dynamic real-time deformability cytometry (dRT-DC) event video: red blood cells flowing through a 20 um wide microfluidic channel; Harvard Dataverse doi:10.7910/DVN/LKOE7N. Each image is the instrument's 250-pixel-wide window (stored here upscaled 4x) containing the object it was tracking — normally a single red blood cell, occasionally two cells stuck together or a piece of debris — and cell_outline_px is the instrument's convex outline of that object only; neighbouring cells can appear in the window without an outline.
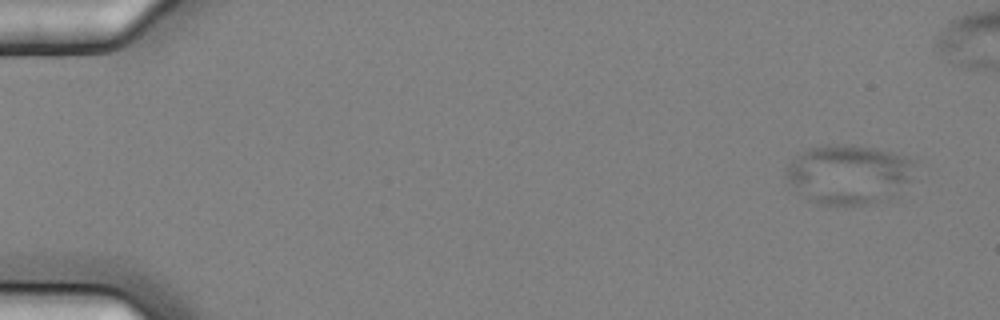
{"species": "common noctule bat (a hibernating species)", "species_latin": "Nyctalus noctula", "temperature_condition": "cold", "stored_images_in_passage": 6, "camera_frame_rate_fps": 3000, "um_per_image_px": 0.085, "animal": {"sex": "female", "body_mass_g": 25.1}, "frame": {"image": 1, "passage_image": 1, "time_ms": 0.0, "image_size_px": [1000, 320], "cell_outline_px": [[916, 180], [896, 196], [884, 200], [864, 204], [820, 204], [808, 200], [800, 196], [788, 180], [784, 172], [784, 168], [800, 152], [808, 148], [824, 144], [852, 144], [872, 148], [904, 156], [912, 160]], "centroid_in_image_um": [72.16, 14.82], "position_along_channel_um": 12.8, "area_um2": 45.26}}